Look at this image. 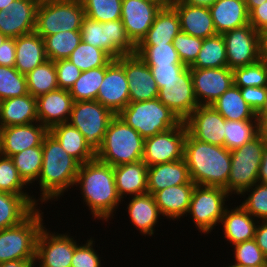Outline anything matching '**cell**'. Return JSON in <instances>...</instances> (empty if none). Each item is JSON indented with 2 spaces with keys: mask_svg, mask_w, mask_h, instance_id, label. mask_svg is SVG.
Returning a JSON list of instances; mask_svg holds the SVG:
<instances>
[{
  "mask_svg": "<svg viewBox=\"0 0 267 267\" xmlns=\"http://www.w3.org/2000/svg\"><path fill=\"white\" fill-rule=\"evenodd\" d=\"M80 190L83 205L90 210V215L97 220L108 222L113 219L115 211L122 204L118 196L114 178V170L97 158L81 164L74 187ZM85 202V203H84Z\"/></svg>",
  "mask_w": 267,
  "mask_h": 267,
  "instance_id": "obj_1",
  "label": "cell"
},
{
  "mask_svg": "<svg viewBox=\"0 0 267 267\" xmlns=\"http://www.w3.org/2000/svg\"><path fill=\"white\" fill-rule=\"evenodd\" d=\"M42 149V168L37 180L41 192L37 198L40 206L52 200L58 201L65 192L73 188L81 165L50 132L44 136Z\"/></svg>",
  "mask_w": 267,
  "mask_h": 267,
  "instance_id": "obj_2",
  "label": "cell"
},
{
  "mask_svg": "<svg viewBox=\"0 0 267 267\" xmlns=\"http://www.w3.org/2000/svg\"><path fill=\"white\" fill-rule=\"evenodd\" d=\"M184 159L190 179L200 186L221 187L227 191L231 152L224 146L199 141L187 132Z\"/></svg>",
  "mask_w": 267,
  "mask_h": 267,
  "instance_id": "obj_3",
  "label": "cell"
},
{
  "mask_svg": "<svg viewBox=\"0 0 267 267\" xmlns=\"http://www.w3.org/2000/svg\"><path fill=\"white\" fill-rule=\"evenodd\" d=\"M145 139L118 115L108 124L96 158L112 167L142 160Z\"/></svg>",
  "mask_w": 267,
  "mask_h": 267,
  "instance_id": "obj_4",
  "label": "cell"
},
{
  "mask_svg": "<svg viewBox=\"0 0 267 267\" xmlns=\"http://www.w3.org/2000/svg\"><path fill=\"white\" fill-rule=\"evenodd\" d=\"M40 208L18 225L0 230V263L36 259L37 237L45 224Z\"/></svg>",
  "mask_w": 267,
  "mask_h": 267,
  "instance_id": "obj_5",
  "label": "cell"
},
{
  "mask_svg": "<svg viewBox=\"0 0 267 267\" xmlns=\"http://www.w3.org/2000/svg\"><path fill=\"white\" fill-rule=\"evenodd\" d=\"M117 115L144 139L166 132L182 122L158 98L129 102Z\"/></svg>",
  "mask_w": 267,
  "mask_h": 267,
  "instance_id": "obj_6",
  "label": "cell"
},
{
  "mask_svg": "<svg viewBox=\"0 0 267 267\" xmlns=\"http://www.w3.org/2000/svg\"><path fill=\"white\" fill-rule=\"evenodd\" d=\"M84 17L81 0H40L34 31L42 38L64 31H81Z\"/></svg>",
  "mask_w": 267,
  "mask_h": 267,
  "instance_id": "obj_7",
  "label": "cell"
},
{
  "mask_svg": "<svg viewBox=\"0 0 267 267\" xmlns=\"http://www.w3.org/2000/svg\"><path fill=\"white\" fill-rule=\"evenodd\" d=\"M230 197L224 188L195 185L187 215L198 232L211 234L215 226H220Z\"/></svg>",
  "mask_w": 267,
  "mask_h": 267,
  "instance_id": "obj_8",
  "label": "cell"
},
{
  "mask_svg": "<svg viewBox=\"0 0 267 267\" xmlns=\"http://www.w3.org/2000/svg\"><path fill=\"white\" fill-rule=\"evenodd\" d=\"M81 34L83 42L104 50L112 59L135 54L136 46L128 38L121 19L101 23L85 16Z\"/></svg>",
  "mask_w": 267,
  "mask_h": 267,
  "instance_id": "obj_9",
  "label": "cell"
},
{
  "mask_svg": "<svg viewBox=\"0 0 267 267\" xmlns=\"http://www.w3.org/2000/svg\"><path fill=\"white\" fill-rule=\"evenodd\" d=\"M266 143L258 135L242 147L231 152V169L227 182V192L240 195L245 189L258 182L259 166Z\"/></svg>",
  "mask_w": 267,
  "mask_h": 267,
  "instance_id": "obj_10",
  "label": "cell"
},
{
  "mask_svg": "<svg viewBox=\"0 0 267 267\" xmlns=\"http://www.w3.org/2000/svg\"><path fill=\"white\" fill-rule=\"evenodd\" d=\"M114 116L115 114L96 100L75 101L68 123L83 134L86 144L96 154Z\"/></svg>",
  "mask_w": 267,
  "mask_h": 267,
  "instance_id": "obj_11",
  "label": "cell"
},
{
  "mask_svg": "<svg viewBox=\"0 0 267 267\" xmlns=\"http://www.w3.org/2000/svg\"><path fill=\"white\" fill-rule=\"evenodd\" d=\"M70 235L67 232L61 234L49 231L44 225L37 237L35 265L37 267H71L74 250L79 243L74 236Z\"/></svg>",
  "mask_w": 267,
  "mask_h": 267,
  "instance_id": "obj_12",
  "label": "cell"
},
{
  "mask_svg": "<svg viewBox=\"0 0 267 267\" xmlns=\"http://www.w3.org/2000/svg\"><path fill=\"white\" fill-rule=\"evenodd\" d=\"M186 136L187 128L182 121L166 132L146 138L142 161L150 167L183 159Z\"/></svg>",
  "mask_w": 267,
  "mask_h": 267,
  "instance_id": "obj_13",
  "label": "cell"
},
{
  "mask_svg": "<svg viewBox=\"0 0 267 267\" xmlns=\"http://www.w3.org/2000/svg\"><path fill=\"white\" fill-rule=\"evenodd\" d=\"M158 99L181 121H184L199 106L188 66L178 75L177 79L163 83V87L159 89Z\"/></svg>",
  "mask_w": 267,
  "mask_h": 267,
  "instance_id": "obj_14",
  "label": "cell"
},
{
  "mask_svg": "<svg viewBox=\"0 0 267 267\" xmlns=\"http://www.w3.org/2000/svg\"><path fill=\"white\" fill-rule=\"evenodd\" d=\"M230 69L253 64L260 60L258 31L249 23L222 34Z\"/></svg>",
  "mask_w": 267,
  "mask_h": 267,
  "instance_id": "obj_15",
  "label": "cell"
},
{
  "mask_svg": "<svg viewBox=\"0 0 267 267\" xmlns=\"http://www.w3.org/2000/svg\"><path fill=\"white\" fill-rule=\"evenodd\" d=\"M96 101L117 115L130 102L128 81L123 68V56L113 59L105 67V76Z\"/></svg>",
  "mask_w": 267,
  "mask_h": 267,
  "instance_id": "obj_16",
  "label": "cell"
},
{
  "mask_svg": "<svg viewBox=\"0 0 267 267\" xmlns=\"http://www.w3.org/2000/svg\"><path fill=\"white\" fill-rule=\"evenodd\" d=\"M193 79L194 94L199 105H211L222 96L233 84V69L190 68Z\"/></svg>",
  "mask_w": 267,
  "mask_h": 267,
  "instance_id": "obj_17",
  "label": "cell"
},
{
  "mask_svg": "<svg viewBox=\"0 0 267 267\" xmlns=\"http://www.w3.org/2000/svg\"><path fill=\"white\" fill-rule=\"evenodd\" d=\"M184 123L195 139L224 146L225 118L212 105H199Z\"/></svg>",
  "mask_w": 267,
  "mask_h": 267,
  "instance_id": "obj_18",
  "label": "cell"
},
{
  "mask_svg": "<svg viewBox=\"0 0 267 267\" xmlns=\"http://www.w3.org/2000/svg\"><path fill=\"white\" fill-rule=\"evenodd\" d=\"M160 10L159 6L146 0H122L121 21L135 46L146 36Z\"/></svg>",
  "mask_w": 267,
  "mask_h": 267,
  "instance_id": "obj_19",
  "label": "cell"
},
{
  "mask_svg": "<svg viewBox=\"0 0 267 267\" xmlns=\"http://www.w3.org/2000/svg\"><path fill=\"white\" fill-rule=\"evenodd\" d=\"M123 68L128 81L130 102L158 98L159 89L151 70L136 53L123 55Z\"/></svg>",
  "mask_w": 267,
  "mask_h": 267,
  "instance_id": "obj_20",
  "label": "cell"
},
{
  "mask_svg": "<svg viewBox=\"0 0 267 267\" xmlns=\"http://www.w3.org/2000/svg\"><path fill=\"white\" fill-rule=\"evenodd\" d=\"M40 0H14L11 11L0 10V32L7 38H17L34 32Z\"/></svg>",
  "mask_w": 267,
  "mask_h": 267,
  "instance_id": "obj_21",
  "label": "cell"
},
{
  "mask_svg": "<svg viewBox=\"0 0 267 267\" xmlns=\"http://www.w3.org/2000/svg\"><path fill=\"white\" fill-rule=\"evenodd\" d=\"M48 132L40 122L2 127L0 154L12 157L25 149L40 146Z\"/></svg>",
  "mask_w": 267,
  "mask_h": 267,
  "instance_id": "obj_22",
  "label": "cell"
},
{
  "mask_svg": "<svg viewBox=\"0 0 267 267\" xmlns=\"http://www.w3.org/2000/svg\"><path fill=\"white\" fill-rule=\"evenodd\" d=\"M37 118L48 130L69 120L73 98L68 90L58 88L36 98Z\"/></svg>",
  "mask_w": 267,
  "mask_h": 267,
  "instance_id": "obj_23",
  "label": "cell"
},
{
  "mask_svg": "<svg viewBox=\"0 0 267 267\" xmlns=\"http://www.w3.org/2000/svg\"><path fill=\"white\" fill-rule=\"evenodd\" d=\"M127 199L130 201L126 204L128 211H125L128 212L130 224L134 229L136 228L135 230H139L141 235L153 236L158 220L163 219L153 195L146 193L131 196V199L127 197Z\"/></svg>",
  "mask_w": 267,
  "mask_h": 267,
  "instance_id": "obj_24",
  "label": "cell"
},
{
  "mask_svg": "<svg viewBox=\"0 0 267 267\" xmlns=\"http://www.w3.org/2000/svg\"><path fill=\"white\" fill-rule=\"evenodd\" d=\"M172 7L179 15L182 32L202 39L217 34L209 7L185 4L177 0Z\"/></svg>",
  "mask_w": 267,
  "mask_h": 267,
  "instance_id": "obj_25",
  "label": "cell"
},
{
  "mask_svg": "<svg viewBox=\"0 0 267 267\" xmlns=\"http://www.w3.org/2000/svg\"><path fill=\"white\" fill-rule=\"evenodd\" d=\"M116 190L123 199L148 193L147 176L148 166L142 161L125 163L113 167Z\"/></svg>",
  "mask_w": 267,
  "mask_h": 267,
  "instance_id": "obj_26",
  "label": "cell"
},
{
  "mask_svg": "<svg viewBox=\"0 0 267 267\" xmlns=\"http://www.w3.org/2000/svg\"><path fill=\"white\" fill-rule=\"evenodd\" d=\"M196 184L175 185L153 194L155 203L165 219L181 220L187 217L191 195Z\"/></svg>",
  "mask_w": 267,
  "mask_h": 267,
  "instance_id": "obj_27",
  "label": "cell"
},
{
  "mask_svg": "<svg viewBox=\"0 0 267 267\" xmlns=\"http://www.w3.org/2000/svg\"><path fill=\"white\" fill-rule=\"evenodd\" d=\"M226 207L221 223L223 225V239L228 241L230 246L254 239L255 229L258 220L251 216L241 205Z\"/></svg>",
  "mask_w": 267,
  "mask_h": 267,
  "instance_id": "obj_28",
  "label": "cell"
},
{
  "mask_svg": "<svg viewBox=\"0 0 267 267\" xmlns=\"http://www.w3.org/2000/svg\"><path fill=\"white\" fill-rule=\"evenodd\" d=\"M209 9L217 34L249 24L245 0H215Z\"/></svg>",
  "mask_w": 267,
  "mask_h": 267,
  "instance_id": "obj_29",
  "label": "cell"
},
{
  "mask_svg": "<svg viewBox=\"0 0 267 267\" xmlns=\"http://www.w3.org/2000/svg\"><path fill=\"white\" fill-rule=\"evenodd\" d=\"M183 184H195L190 179L188 166L184 158L148 167V193L152 195L164 188Z\"/></svg>",
  "mask_w": 267,
  "mask_h": 267,
  "instance_id": "obj_30",
  "label": "cell"
},
{
  "mask_svg": "<svg viewBox=\"0 0 267 267\" xmlns=\"http://www.w3.org/2000/svg\"><path fill=\"white\" fill-rule=\"evenodd\" d=\"M16 60L14 67L26 75L48 60L44 40L35 31L15 38Z\"/></svg>",
  "mask_w": 267,
  "mask_h": 267,
  "instance_id": "obj_31",
  "label": "cell"
},
{
  "mask_svg": "<svg viewBox=\"0 0 267 267\" xmlns=\"http://www.w3.org/2000/svg\"><path fill=\"white\" fill-rule=\"evenodd\" d=\"M38 122L37 101L31 94L8 98L0 102V124L2 127Z\"/></svg>",
  "mask_w": 267,
  "mask_h": 267,
  "instance_id": "obj_32",
  "label": "cell"
},
{
  "mask_svg": "<svg viewBox=\"0 0 267 267\" xmlns=\"http://www.w3.org/2000/svg\"><path fill=\"white\" fill-rule=\"evenodd\" d=\"M38 206L34 195H13L0 192V230L18 225Z\"/></svg>",
  "mask_w": 267,
  "mask_h": 267,
  "instance_id": "obj_33",
  "label": "cell"
},
{
  "mask_svg": "<svg viewBox=\"0 0 267 267\" xmlns=\"http://www.w3.org/2000/svg\"><path fill=\"white\" fill-rule=\"evenodd\" d=\"M49 132L59 141L62 148L80 164L96 158V154L86 144L83 134L68 122L54 125Z\"/></svg>",
  "mask_w": 267,
  "mask_h": 267,
  "instance_id": "obj_34",
  "label": "cell"
},
{
  "mask_svg": "<svg viewBox=\"0 0 267 267\" xmlns=\"http://www.w3.org/2000/svg\"><path fill=\"white\" fill-rule=\"evenodd\" d=\"M180 31V18L176 10L173 7L161 9L139 44L173 43L175 36Z\"/></svg>",
  "mask_w": 267,
  "mask_h": 267,
  "instance_id": "obj_35",
  "label": "cell"
},
{
  "mask_svg": "<svg viewBox=\"0 0 267 267\" xmlns=\"http://www.w3.org/2000/svg\"><path fill=\"white\" fill-rule=\"evenodd\" d=\"M211 105L227 120H257L256 113L245 102L240 88L235 84Z\"/></svg>",
  "mask_w": 267,
  "mask_h": 267,
  "instance_id": "obj_36",
  "label": "cell"
},
{
  "mask_svg": "<svg viewBox=\"0 0 267 267\" xmlns=\"http://www.w3.org/2000/svg\"><path fill=\"white\" fill-rule=\"evenodd\" d=\"M228 66L226 45L222 34L203 39L195 62L189 68H221Z\"/></svg>",
  "mask_w": 267,
  "mask_h": 267,
  "instance_id": "obj_37",
  "label": "cell"
},
{
  "mask_svg": "<svg viewBox=\"0 0 267 267\" xmlns=\"http://www.w3.org/2000/svg\"><path fill=\"white\" fill-rule=\"evenodd\" d=\"M28 93L37 98L58 89L55 63L47 60L26 75Z\"/></svg>",
  "mask_w": 267,
  "mask_h": 267,
  "instance_id": "obj_38",
  "label": "cell"
},
{
  "mask_svg": "<svg viewBox=\"0 0 267 267\" xmlns=\"http://www.w3.org/2000/svg\"><path fill=\"white\" fill-rule=\"evenodd\" d=\"M48 60L67 59L82 41L81 31H64L43 38Z\"/></svg>",
  "mask_w": 267,
  "mask_h": 267,
  "instance_id": "obj_39",
  "label": "cell"
},
{
  "mask_svg": "<svg viewBox=\"0 0 267 267\" xmlns=\"http://www.w3.org/2000/svg\"><path fill=\"white\" fill-rule=\"evenodd\" d=\"M12 160L18 170L19 176L30 186L37 182L42 168L43 149L42 144L31 147L13 155Z\"/></svg>",
  "mask_w": 267,
  "mask_h": 267,
  "instance_id": "obj_40",
  "label": "cell"
},
{
  "mask_svg": "<svg viewBox=\"0 0 267 267\" xmlns=\"http://www.w3.org/2000/svg\"><path fill=\"white\" fill-rule=\"evenodd\" d=\"M224 147L232 151L258 136L257 120L225 119Z\"/></svg>",
  "mask_w": 267,
  "mask_h": 267,
  "instance_id": "obj_41",
  "label": "cell"
},
{
  "mask_svg": "<svg viewBox=\"0 0 267 267\" xmlns=\"http://www.w3.org/2000/svg\"><path fill=\"white\" fill-rule=\"evenodd\" d=\"M104 76L105 67L93 68L81 72L80 77L69 90V94L72 96L73 101L96 100Z\"/></svg>",
  "mask_w": 267,
  "mask_h": 267,
  "instance_id": "obj_42",
  "label": "cell"
},
{
  "mask_svg": "<svg viewBox=\"0 0 267 267\" xmlns=\"http://www.w3.org/2000/svg\"><path fill=\"white\" fill-rule=\"evenodd\" d=\"M82 72L106 67L113 59L102 49L81 41L67 58Z\"/></svg>",
  "mask_w": 267,
  "mask_h": 267,
  "instance_id": "obj_43",
  "label": "cell"
},
{
  "mask_svg": "<svg viewBox=\"0 0 267 267\" xmlns=\"http://www.w3.org/2000/svg\"><path fill=\"white\" fill-rule=\"evenodd\" d=\"M135 53L147 65L183 64L173 43L138 44Z\"/></svg>",
  "mask_w": 267,
  "mask_h": 267,
  "instance_id": "obj_44",
  "label": "cell"
},
{
  "mask_svg": "<svg viewBox=\"0 0 267 267\" xmlns=\"http://www.w3.org/2000/svg\"><path fill=\"white\" fill-rule=\"evenodd\" d=\"M28 94L26 76L15 67L0 66V102Z\"/></svg>",
  "mask_w": 267,
  "mask_h": 267,
  "instance_id": "obj_45",
  "label": "cell"
},
{
  "mask_svg": "<svg viewBox=\"0 0 267 267\" xmlns=\"http://www.w3.org/2000/svg\"><path fill=\"white\" fill-rule=\"evenodd\" d=\"M27 184L19 176L18 170L11 157L0 154V192L13 195H31L25 192Z\"/></svg>",
  "mask_w": 267,
  "mask_h": 267,
  "instance_id": "obj_46",
  "label": "cell"
},
{
  "mask_svg": "<svg viewBox=\"0 0 267 267\" xmlns=\"http://www.w3.org/2000/svg\"><path fill=\"white\" fill-rule=\"evenodd\" d=\"M85 16L98 21L108 22L121 19L122 0H81Z\"/></svg>",
  "mask_w": 267,
  "mask_h": 267,
  "instance_id": "obj_47",
  "label": "cell"
},
{
  "mask_svg": "<svg viewBox=\"0 0 267 267\" xmlns=\"http://www.w3.org/2000/svg\"><path fill=\"white\" fill-rule=\"evenodd\" d=\"M239 196L245 197L240 205L251 216L258 221L267 220V185L257 182L245 189Z\"/></svg>",
  "mask_w": 267,
  "mask_h": 267,
  "instance_id": "obj_48",
  "label": "cell"
},
{
  "mask_svg": "<svg viewBox=\"0 0 267 267\" xmlns=\"http://www.w3.org/2000/svg\"><path fill=\"white\" fill-rule=\"evenodd\" d=\"M233 75L234 84L239 88L267 86V64L262 60L234 68Z\"/></svg>",
  "mask_w": 267,
  "mask_h": 267,
  "instance_id": "obj_49",
  "label": "cell"
},
{
  "mask_svg": "<svg viewBox=\"0 0 267 267\" xmlns=\"http://www.w3.org/2000/svg\"><path fill=\"white\" fill-rule=\"evenodd\" d=\"M233 264L239 266L266 265L267 257L261 251L254 239L246 240L233 246Z\"/></svg>",
  "mask_w": 267,
  "mask_h": 267,
  "instance_id": "obj_50",
  "label": "cell"
},
{
  "mask_svg": "<svg viewBox=\"0 0 267 267\" xmlns=\"http://www.w3.org/2000/svg\"><path fill=\"white\" fill-rule=\"evenodd\" d=\"M203 43L202 38L190 36L180 31L174 38L173 44L182 63L190 67L196 60Z\"/></svg>",
  "mask_w": 267,
  "mask_h": 267,
  "instance_id": "obj_51",
  "label": "cell"
},
{
  "mask_svg": "<svg viewBox=\"0 0 267 267\" xmlns=\"http://www.w3.org/2000/svg\"><path fill=\"white\" fill-rule=\"evenodd\" d=\"M93 237L88 238L84 244L79 243L74 250L71 267H102L99 252L94 249L95 241Z\"/></svg>",
  "mask_w": 267,
  "mask_h": 267,
  "instance_id": "obj_52",
  "label": "cell"
},
{
  "mask_svg": "<svg viewBox=\"0 0 267 267\" xmlns=\"http://www.w3.org/2000/svg\"><path fill=\"white\" fill-rule=\"evenodd\" d=\"M57 74L58 88L70 90L75 81L80 77L81 70L68 59L54 61Z\"/></svg>",
  "mask_w": 267,
  "mask_h": 267,
  "instance_id": "obj_53",
  "label": "cell"
},
{
  "mask_svg": "<svg viewBox=\"0 0 267 267\" xmlns=\"http://www.w3.org/2000/svg\"><path fill=\"white\" fill-rule=\"evenodd\" d=\"M158 89L163 87V83L177 79L178 75L187 67L184 64L176 65H148Z\"/></svg>",
  "mask_w": 267,
  "mask_h": 267,
  "instance_id": "obj_54",
  "label": "cell"
},
{
  "mask_svg": "<svg viewBox=\"0 0 267 267\" xmlns=\"http://www.w3.org/2000/svg\"><path fill=\"white\" fill-rule=\"evenodd\" d=\"M240 92L245 102L257 113L263 106L267 97L266 87H244L240 88Z\"/></svg>",
  "mask_w": 267,
  "mask_h": 267,
  "instance_id": "obj_55",
  "label": "cell"
},
{
  "mask_svg": "<svg viewBox=\"0 0 267 267\" xmlns=\"http://www.w3.org/2000/svg\"><path fill=\"white\" fill-rule=\"evenodd\" d=\"M15 38H6L0 46V66L14 67L16 60Z\"/></svg>",
  "mask_w": 267,
  "mask_h": 267,
  "instance_id": "obj_56",
  "label": "cell"
},
{
  "mask_svg": "<svg viewBox=\"0 0 267 267\" xmlns=\"http://www.w3.org/2000/svg\"><path fill=\"white\" fill-rule=\"evenodd\" d=\"M249 23L257 31L267 26V0L249 12Z\"/></svg>",
  "mask_w": 267,
  "mask_h": 267,
  "instance_id": "obj_57",
  "label": "cell"
},
{
  "mask_svg": "<svg viewBox=\"0 0 267 267\" xmlns=\"http://www.w3.org/2000/svg\"><path fill=\"white\" fill-rule=\"evenodd\" d=\"M254 240L267 257V220H260L255 229Z\"/></svg>",
  "mask_w": 267,
  "mask_h": 267,
  "instance_id": "obj_58",
  "label": "cell"
},
{
  "mask_svg": "<svg viewBox=\"0 0 267 267\" xmlns=\"http://www.w3.org/2000/svg\"><path fill=\"white\" fill-rule=\"evenodd\" d=\"M260 60L267 64V26L258 31Z\"/></svg>",
  "mask_w": 267,
  "mask_h": 267,
  "instance_id": "obj_59",
  "label": "cell"
},
{
  "mask_svg": "<svg viewBox=\"0 0 267 267\" xmlns=\"http://www.w3.org/2000/svg\"><path fill=\"white\" fill-rule=\"evenodd\" d=\"M258 182L267 185V146L263 150L262 160L258 172Z\"/></svg>",
  "mask_w": 267,
  "mask_h": 267,
  "instance_id": "obj_60",
  "label": "cell"
},
{
  "mask_svg": "<svg viewBox=\"0 0 267 267\" xmlns=\"http://www.w3.org/2000/svg\"><path fill=\"white\" fill-rule=\"evenodd\" d=\"M258 122V135L267 145V116H256Z\"/></svg>",
  "mask_w": 267,
  "mask_h": 267,
  "instance_id": "obj_61",
  "label": "cell"
},
{
  "mask_svg": "<svg viewBox=\"0 0 267 267\" xmlns=\"http://www.w3.org/2000/svg\"><path fill=\"white\" fill-rule=\"evenodd\" d=\"M35 260H15L0 263V267H33Z\"/></svg>",
  "mask_w": 267,
  "mask_h": 267,
  "instance_id": "obj_62",
  "label": "cell"
},
{
  "mask_svg": "<svg viewBox=\"0 0 267 267\" xmlns=\"http://www.w3.org/2000/svg\"><path fill=\"white\" fill-rule=\"evenodd\" d=\"M177 1L195 6L210 7L215 0H177Z\"/></svg>",
  "mask_w": 267,
  "mask_h": 267,
  "instance_id": "obj_63",
  "label": "cell"
},
{
  "mask_svg": "<svg viewBox=\"0 0 267 267\" xmlns=\"http://www.w3.org/2000/svg\"><path fill=\"white\" fill-rule=\"evenodd\" d=\"M159 6L161 9L170 8L173 5L172 0H146Z\"/></svg>",
  "mask_w": 267,
  "mask_h": 267,
  "instance_id": "obj_64",
  "label": "cell"
},
{
  "mask_svg": "<svg viewBox=\"0 0 267 267\" xmlns=\"http://www.w3.org/2000/svg\"><path fill=\"white\" fill-rule=\"evenodd\" d=\"M266 0H245L247 10L250 12L254 7L260 6Z\"/></svg>",
  "mask_w": 267,
  "mask_h": 267,
  "instance_id": "obj_65",
  "label": "cell"
},
{
  "mask_svg": "<svg viewBox=\"0 0 267 267\" xmlns=\"http://www.w3.org/2000/svg\"><path fill=\"white\" fill-rule=\"evenodd\" d=\"M14 0H0V10L4 9L6 12L11 11L12 2Z\"/></svg>",
  "mask_w": 267,
  "mask_h": 267,
  "instance_id": "obj_66",
  "label": "cell"
},
{
  "mask_svg": "<svg viewBox=\"0 0 267 267\" xmlns=\"http://www.w3.org/2000/svg\"><path fill=\"white\" fill-rule=\"evenodd\" d=\"M256 116H267V97L262 108L256 113Z\"/></svg>",
  "mask_w": 267,
  "mask_h": 267,
  "instance_id": "obj_67",
  "label": "cell"
},
{
  "mask_svg": "<svg viewBox=\"0 0 267 267\" xmlns=\"http://www.w3.org/2000/svg\"><path fill=\"white\" fill-rule=\"evenodd\" d=\"M224 267V266H223ZM225 267H267V265H258V266H239V265H237V264H231L230 263V265L228 266H225Z\"/></svg>",
  "mask_w": 267,
  "mask_h": 267,
  "instance_id": "obj_68",
  "label": "cell"
},
{
  "mask_svg": "<svg viewBox=\"0 0 267 267\" xmlns=\"http://www.w3.org/2000/svg\"><path fill=\"white\" fill-rule=\"evenodd\" d=\"M7 37L4 36L1 32H0V46L2 45V43L4 42V40L6 39Z\"/></svg>",
  "mask_w": 267,
  "mask_h": 267,
  "instance_id": "obj_69",
  "label": "cell"
},
{
  "mask_svg": "<svg viewBox=\"0 0 267 267\" xmlns=\"http://www.w3.org/2000/svg\"><path fill=\"white\" fill-rule=\"evenodd\" d=\"M2 125L0 124V147H1Z\"/></svg>",
  "mask_w": 267,
  "mask_h": 267,
  "instance_id": "obj_70",
  "label": "cell"
}]
</instances>
